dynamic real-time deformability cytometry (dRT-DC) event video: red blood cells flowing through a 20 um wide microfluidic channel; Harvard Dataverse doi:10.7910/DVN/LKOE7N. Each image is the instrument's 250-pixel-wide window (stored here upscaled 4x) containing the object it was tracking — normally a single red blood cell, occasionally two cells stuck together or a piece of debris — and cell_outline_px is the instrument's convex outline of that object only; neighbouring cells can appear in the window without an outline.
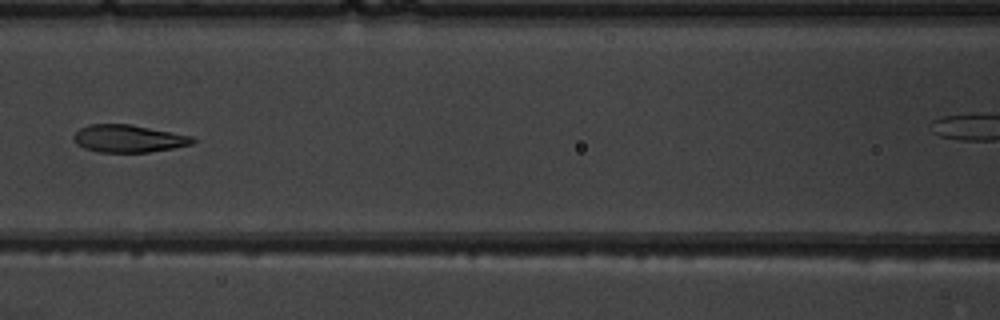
{"species": "common noctule bat (a hibernating species)", "species_latin": "Nyctalus noctula", "temperature_condition": "warm", "stored_images_in_passage": 8, "camera_frame_rate_fps": 3000, "um_per_image_px": 0.085, "animal": {"sex": "male", "body_mass_g": 19.5, "forearm_length_mm": 54.6}, "frame": {"image": 1, "passage_image": 6, "time_ms": 6.0, "image_size_px": [1000, 320], "cell_outline_px": [[196, 140], [192, 144], [172, 148], [148, 152], [100, 152], [84, 148], [76, 144], [72, 136], [80, 128], [88, 124], [132, 124], [192, 136]], "centroid_in_image_um": [10.9, 11.77], "position_along_channel_um": 155.7, "area_um2": 19.07}}
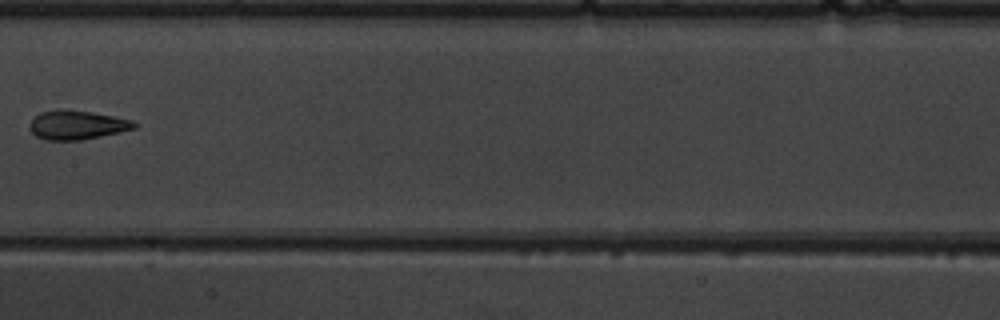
{"frame": {"image": 2, "passage_image": 8, "time_ms": 9.0, "image_size_px": [1000, 320], "cell_outline_px": [[140, 124], [136, 128], [120, 132], [80, 140], [44, 140], [36, 136], [32, 132], [28, 124], [40, 112], [92, 112], [132, 120]], "centroid_in_image_um": [6.59, 10.67], "position_along_channel_um": 200.8, "area_um2": 17.05}}